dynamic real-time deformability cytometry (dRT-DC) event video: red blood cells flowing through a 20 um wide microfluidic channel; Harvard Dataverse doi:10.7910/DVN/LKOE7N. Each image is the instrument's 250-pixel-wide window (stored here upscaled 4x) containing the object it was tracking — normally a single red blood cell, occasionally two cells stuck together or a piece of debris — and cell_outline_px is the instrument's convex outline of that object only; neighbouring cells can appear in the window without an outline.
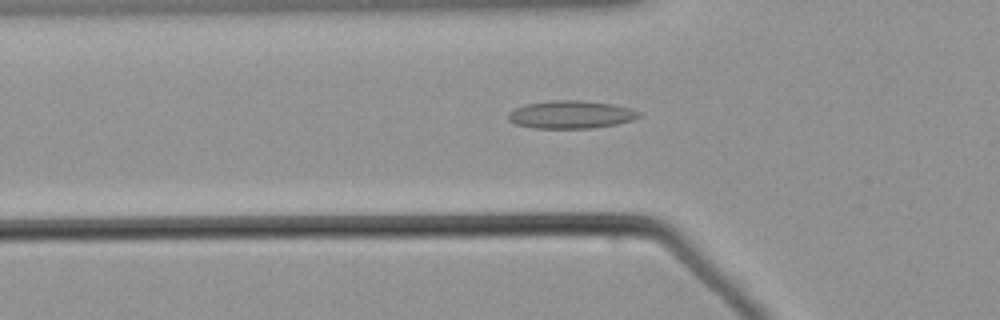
{"species": "common noctule bat (a hibernating species)", "species_latin": "Nyctalus noctula", "temperature_condition": "warm", "stored_images_in_passage": 55, "camera_frame_rate_fps": 3000, "um_per_image_px": 0.085, "animal": {"sex": "male", "body_mass_g": 21.5, "forearm_length_mm": 52.0}, "frame": {"image": 1, "passage_image": 19, "time_ms": 6.0, "image_size_px": [1000, 320], "cell_outline_px": [[640, 116], [632, 120], [616, 124], [596, 128], [532, 128], [516, 124], [508, 120], [508, 112], [524, 104], [552, 100], [580, 100], [612, 104], [628, 108], [640, 112]], "centroid_in_image_um": [48.49, 9.74], "position_along_channel_um": 77.3, "area_um2": 21.21}}
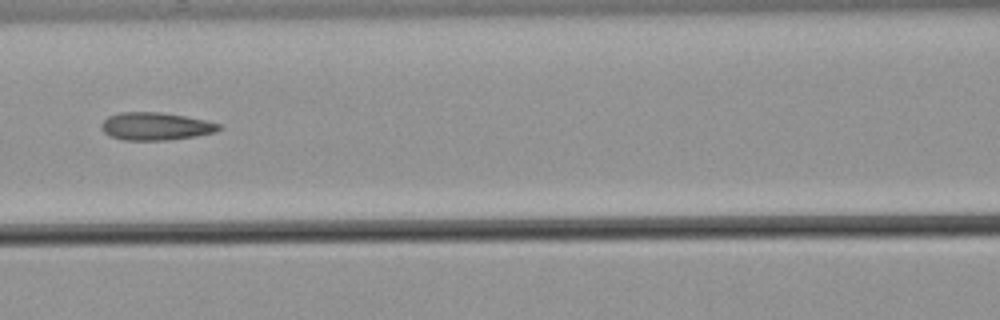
{"frame": {"image": 2, "passage_image": 25, "time_ms": 8.0, "image_size_px": [1000, 320], "cell_outline_px": [[220, 128], [216, 132], [196, 136], [168, 140], [124, 140], [108, 136], [100, 128], [100, 124], [108, 116], [120, 112], [160, 112], [184, 116], [204, 120], [220, 124]], "centroid_in_image_um": [13.18, 10.74], "position_along_channel_um": 153.4, "area_um2": 19.02}}
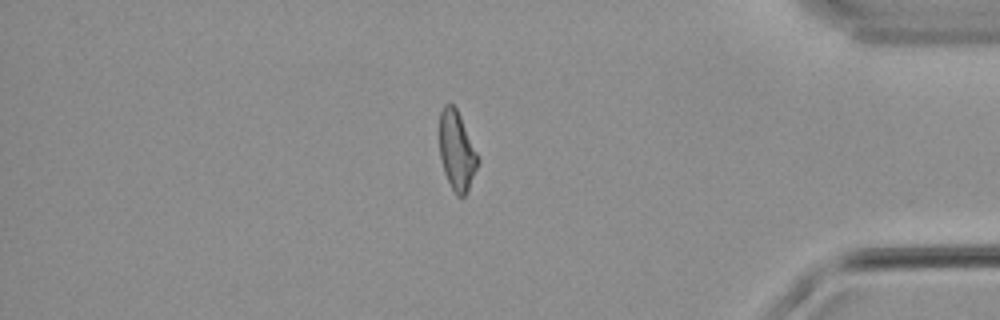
{"frame": {"image": 3, "passage_image": 47, "time_ms": 15.333, "image_size_px": [1000, 320], "cell_outline_px": [[480, 160], [468, 192], [464, 196], [456, 196], [444, 172], [440, 156], [440, 112], [444, 104], [452, 104], [456, 108], [460, 116]], "centroid_in_image_um": [38.83, 12.85], "position_along_channel_um": 396.4, "area_um2": 17.51}}